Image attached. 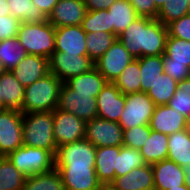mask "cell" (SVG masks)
Listing matches in <instances>:
<instances>
[{
	"label": "cell",
	"mask_w": 190,
	"mask_h": 190,
	"mask_svg": "<svg viewBox=\"0 0 190 190\" xmlns=\"http://www.w3.org/2000/svg\"><path fill=\"white\" fill-rule=\"evenodd\" d=\"M155 107V103L145 92L127 94L118 123L123 130L149 124Z\"/></svg>",
	"instance_id": "cell-6"
},
{
	"label": "cell",
	"mask_w": 190,
	"mask_h": 190,
	"mask_svg": "<svg viewBox=\"0 0 190 190\" xmlns=\"http://www.w3.org/2000/svg\"><path fill=\"white\" fill-rule=\"evenodd\" d=\"M25 87L19 83L11 71L0 75V92L4 105L8 109L21 111Z\"/></svg>",
	"instance_id": "cell-24"
},
{
	"label": "cell",
	"mask_w": 190,
	"mask_h": 190,
	"mask_svg": "<svg viewBox=\"0 0 190 190\" xmlns=\"http://www.w3.org/2000/svg\"><path fill=\"white\" fill-rule=\"evenodd\" d=\"M139 61L134 59L114 80L115 86L124 95L141 92Z\"/></svg>",
	"instance_id": "cell-32"
},
{
	"label": "cell",
	"mask_w": 190,
	"mask_h": 190,
	"mask_svg": "<svg viewBox=\"0 0 190 190\" xmlns=\"http://www.w3.org/2000/svg\"><path fill=\"white\" fill-rule=\"evenodd\" d=\"M140 153L146 164H154L167 159L168 156V135L151 131L148 140L140 149Z\"/></svg>",
	"instance_id": "cell-27"
},
{
	"label": "cell",
	"mask_w": 190,
	"mask_h": 190,
	"mask_svg": "<svg viewBox=\"0 0 190 190\" xmlns=\"http://www.w3.org/2000/svg\"><path fill=\"white\" fill-rule=\"evenodd\" d=\"M7 3H8V0H0V16L11 15L9 5Z\"/></svg>",
	"instance_id": "cell-48"
},
{
	"label": "cell",
	"mask_w": 190,
	"mask_h": 190,
	"mask_svg": "<svg viewBox=\"0 0 190 190\" xmlns=\"http://www.w3.org/2000/svg\"><path fill=\"white\" fill-rule=\"evenodd\" d=\"M151 131L149 124L123 130L122 146L140 150L148 140Z\"/></svg>",
	"instance_id": "cell-41"
},
{
	"label": "cell",
	"mask_w": 190,
	"mask_h": 190,
	"mask_svg": "<svg viewBox=\"0 0 190 190\" xmlns=\"http://www.w3.org/2000/svg\"><path fill=\"white\" fill-rule=\"evenodd\" d=\"M186 130L190 134V118L187 119Z\"/></svg>",
	"instance_id": "cell-55"
},
{
	"label": "cell",
	"mask_w": 190,
	"mask_h": 190,
	"mask_svg": "<svg viewBox=\"0 0 190 190\" xmlns=\"http://www.w3.org/2000/svg\"><path fill=\"white\" fill-rule=\"evenodd\" d=\"M107 11L110 13L111 33L117 37L139 17L129 0H117Z\"/></svg>",
	"instance_id": "cell-25"
},
{
	"label": "cell",
	"mask_w": 190,
	"mask_h": 190,
	"mask_svg": "<svg viewBox=\"0 0 190 190\" xmlns=\"http://www.w3.org/2000/svg\"><path fill=\"white\" fill-rule=\"evenodd\" d=\"M54 43L57 52L87 55L86 32L82 25L55 28Z\"/></svg>",
	"instance_id": "cell-16"
},
{
	"label": "cell",
	"mask_w": 190,
	"mask_h": 190,
	"mask_svg": "<svg viewBox=\"0 0 190 190\" xmlns=\"http://www.w3.org/2000/svg\"><path fill=\"white\" fill-rule=\"evenodd\" d=\"M57 109L72 113L85 122L97 117L96 98L91 94H76L65 83L59 93Z\"/></svg>",
	"instance_id": "cell-10"
},
{
	"label": "cell",
	"mask_w": 190,
	"mask_h": 190,
	"mask_svg": "<svg viewBox=\"0 0 190 190\" xmlns=\"http://www.w3.org/2000/svg\"><path fill=\"white\" fill-rule=\"evenodd\" d=\"M5 109H8V108L4 105V102L1 97V92H0V111L5 110Z\"/></svg>",
	"instance_id": "cell-54"
},
{
	"label": "cell",
	"mask_w": 190,
	"mask_h": 190,
	"mask_svg": "<svg viewBox=\"0 0 190 190\" xmlns=\"http://www.w3.org/2000/svg\"><path fill=\"white\" fill-rule=\"evenodd\" d=\"M81 25L86 33H111L110 13L107 10L87 11Z\"/></svg>",
	"instance_id": "cell-39"
},
{
	"label": "cell",
	"mask_w": 190,
	"mask_h": 190,
	"mask_svg": "<svg viewBox=\"0 0 190 190\" xmlns=\"http://www.w3.org/2000/svg\"><path fill=\"white\" fill-rule=\"evenodd\" d=\"M154 190H168L185 184L184 167L172 160L164 159L151 165Z\"/></svg>",
	"instance_id": "cell-18"
},
{
	"label": "cell",
	"mask_w": 190,
	"mask_h": 190,
	"mask_svg": "<svg viewBox=\"0 0 190 190\" xmlns=\"http://www.w3.org/2000/svg\"><path fill=\"white\" fill-rule=\"evenodd\" d=\"M23 113L16 109L0 111V156H7L23 146Z\"/></svg>",
	"instance_id": "cell-9"
},
{
	"label": "cell",
	"mask_w": 190,
	"mask_h": 190,
	"mask_svg": "<svg viewBox=\"0 0 190 190\" xmlns=\"http://www.w3.org/2000/svg\"><path fill=\"white\" fill-rule=\"evenodd\" d=\"M7 70L5 69L4 63L0 60V75L5 73Z\"/></svg>",
	"instance_id": "cell-53"
},
{
	"label": "cell",
	"mask_w": 190,
	"mask_h": 190,
	"mask_svg": "<svg viewBox=\"0 0 190 190\" xmlns=\"http://www.w3.org/2000/svg\"><path fill=\"white\" fill-rule=\"evenodd\" d=\"M168 37L190 41V13L167 25Z\"/></svg>",
	"instance_id": "cell-42"
},
{
	"label": "cell",
	"mask_w": 190,
	"mask_h": 190,
	"mask_svg": "<svg viewBox=\"0 0 190 190\" xmlns=\"http://www.w3.org/2000/svg\"><path fill=\"white\" fill-rule=\"evenodd\" d=\"M25 179L7 156H0V190H23Z\"/></svg>",
	"instance_id": "cell-34"
},
{
	"label": "cell",
	"mask_w": 190,
	"mask_h": 190,
	"mask_svg": "<svg viewBox=\"0 0 190 190\" xmlns=\"http://www.w3.org/2000/svg\"><path fill=\"white\" fill-rule=\"evenodd\" d=\"M153 2H154V4H155V6H156L158 9H160V7H161L162 5H164V3H166V0H153Z\"/></svg>",
	"instance_id": "cell-51"
},
{
	"label": "cell",
	"mask_w": 190,
	"mask_h": 190,
	"mask_svg": "<svg viewBox=\"0 0 190 190\" xmlns=\"http://www.w3.org/2000/svg\"><path fill=\"white\" fill-rule=\"evenodd\" d=\"M96 147L86 139L59 146L55 167L95 168Z\"/></svg>",
	"instance_id": "cell-7"
},
{
	"label": "cell",
	"mask_w": 190,
	"mask_h": 190,
	"mask_svg": "<svg viewBox=\"0 0 190 190\" xmlns=\"http://www.w3.org/2000/svg\"><path fill=\"white\" fill-rule=\"evenodd\" d=\"M120 149L121 146L96 147L95 171L102 184H110L115 179Z\"/></svg>",
	"instance_id": "cell-22"
},
{
	"label": "cell",
	"mask_w": 190,
	"mask_h": 190,
	"mask_svg": "<svg viewBox=\"0 0 190 190\" xmlns=\"http://www.w3.org/2000/svg\"><path fill=\"white\" fill-rule=\"evenodd\" d=\"M187 118L168 105H158L154 109L149 126L152 131L172 134L186 129Z\"/></svg>",
	"instance_id": "cell-20"
},
{
	"label": "cell",
	"mask_w": 190,
	"mask_h": 190,
	"mask_svg": "<svg viewBox=\"0 0 190 190\" xmlns=\"http://www.w3.org/2000/svg\"><path fill=\"white\" fill-rule=\"evenodd\" d=\"M181 167L190 165V134L186 129L168 135V156Z\"/></svg>",
	"instance_id": "cell-26"
},
{
	"label": "cell",
	"mask_w": 190,
	"mask_h": 190,
	"mask_svg": "<svg viewBox=\"0 0 190 190\" xmlns=\"http://www.w3.org/2000/svg\"><path fill=\"white\" fill-rule=\"evenodd\" d=\"M190 13V0H166L158 11L157 20L167 26Z\"/></svg>",
	"instance_id": "cell-38"
},
{
	"label": "cell",
	"mask_w": 190,
	"mask_h": 190,
	"mask_svg": "<svg viewBox=\"0 0 190 190\" xmlns=\"http://www.w3.org/2000/svg\"><path fill=\"white\" fill-rule=\"evenodd\" d=\"M118 38L135 59L163 55L168 28L157 19L139 16Z\"/></svg>",
	"instance_id": "cell-1"
},
{
	"label": "cell",
	"mask_w": 190,
	"mask_h": 190,
	"mask_svg": "<svg viewBox=\"0 0 190 190\" xmlns=\"http://www.w3.org/2000/svg\"><path fill=\"white\" fill-rule=\"evenodd\" d=\"M94 62L87 55H72L54 51L49 58V73L65 83L68 79L90 71Z\"/></svg>",
	"instance_id": "cell-8"
},
{
	"label": "cell",
	"mask_w": 190,
	"mask_h": 190,
	"mask_svg": "<svg viewBox=\"0 0 190 190\" xmlns=\"http://www.w3.org/2000/svg\"><path fill=\"white\" fill-rule=\"evenodd\" d=\"M53 117V138L57 147L84 139V120L57 108L53 110Z\"/></svg>",
	"instance_id": "cell-13"
},
{
	"label": "cell",
	"mask_w": 190,
	"mask_h": 190,
	"mask_svg": "<svg viewBox=\"0 0 190 190\" xmlns=\"http://www.w3.org/2000/svg\"><path fill=\"white\" fill-rule=\"evenodd\" d=\"M58 1L59 0H32L34 5L46 14L47 17L52 13L53 8Z\"/></svg>",
	"instance_id": "cell-47"
},
{
	"label": "cell",
	"mask_w": 190,
	"mask_h": 190,
	"mask_svg": "<svg viewBox=\"0 0 190 190\" xmlns=\"http://www.w3.org/2000/svg\"><path fill=\"white\" fill-rule=\"evenodd\" d=\"M135 12L140 17L156 19L159 9L155 6L153 0H129Z\"/></svg>",
	"instance_id": "cell-45"
},
{
	"label": "cell",
	"mask_w": 190,
	"mask_h": 190,
	"mask_svg": "<svg viewBox=\"0 0 190 190\" xmlns=\"http://www.w3.org/2000/svg\"><path fill=\"white\" fill-rule=\"evenodd\" d=\"M11 15L17 18L21 23H41L47 22L48 17L32 0H8Z\"/></svg>",
	"instance_id": "cell-29"
},
{
	"label": "cell",
	"mask_w": 190,
	"mask_h": 190,
	"mask_svg": "<svg viewBox=\"0 0 190 190\" xmlns=\"http://www.w3.org/2000/svg\"><path fill=\"white\" fill-rule=\"evenodd\" d=\"M164 73L172 77L176 82H180L190 77V68L186 64L170 63L163 56Z\"/></svg>",
	"instance_id": "cell-43"
},
{
	"label": "cell",
	"mask_w": 190,
	"mask_h": 190,
	"mask_svg": "<svg viewBox=\"0 0 190 190\" xmlns=\"http://www.w3.org/2000/svg\"><path fill=\"white\" fill-rule=\"evenodd\" d=\"M177 86L178 82L169 75L162 73L146 93L156 106L167 105L175 94Z\"/></svg>",
	"instance_id": "cell-31"
},
{
	"label": "cell",
	"mask_w": 190,
	"mask_h": 190,
	"mask_svg": "<svg viewBox=\"0 0 190 190\" xmlns=\"http://www.w3.org/2000/svg\"><path fill=\"white\" fill-rule=\"evenodd\" d=\"M62 84L60 79L49 73L25 87L21 112L27 114L56 109Z\"/></svg>",
	"instance_id": "cell-2"
},
{
	"label": "cell",
	"mask_w": 190,
	"mask_h": 190,
	"mask_svg": "<svg viewBox=\"0 0 190 190\" xmlns=\"http://www.w3.org/2000/svg\"><path fill=\"white\" fill-rule=\"evenodd\" d=\"M168 190H190L185 184Z\"/></svg>",
	"instance_id": "cell-52"
},
{
	"label": "cell",
	"mask_w": 190,
	"mask_h": 190,
	"mask_svg": "<svg viewBox=\"0 0 190 190\" xmlns=\"http://www.w3.org/2000/svg\"><path fill=\"white\" fill-rule=\"evenodd\" d=\"M84 139L95 147L122 146L123 129L117 122L95 117L86 122Z\"/></svg>",
	"instance_id": "cell-12"
},
{
	"label": "cell",
	"mask_w": 190,
	"mask_h": 190,
	"mask_svg": "<svg viewBox=\"0 0 190 190\" xmlns=\"http://www.w3.org/2000/svg\"><path fill=\"white\" fill-rule=\"evenodd\" d=\"M163 56L170 63L186 64L190 68V41L168 37Z\"/></svg>",
	"instance_id": "cell-36"
},
{
	"label": "cell",
	"mask_w": 190,
	"mask_h": 190,
	"mask_svg": "<svg viewBox=\"0 0 190 190\" xmlns=\"http://www.w3.org/2000/svg\"><path fill=\"white\" fill-rule=\"evenodd\" d=\"M87 11L107 10L117 0H83Z\"/></svg>",
	"instance_id": "cell-46"
},
{
	"label": "cell",
	"mask_w": 190,
	"mask_h": 190,
	"mask_svg": "<svg viewBox=\"0 0 190 190\" xmlns=\"http://www.w3.org/2000/svg\"><path fill=\"white\" fill-rule=\"evenodd\" d=\"M20 21L12 15L0 16V41L17 37Z\"/></svg>",
	"instance_id": "cell-44"
},
{
	"label": "cell",
	"mask_w": 190,
	"mask_h": 190,
	"mask_svg": "<svg viewBox=\"0 0 190 190\" xmlns=\"http://www.w3.org/2000/svg\"><path fill=\"white\" fill-rule=\"evenodd\" d=\"M167 105L190 118V77L178 82L176 92Z\"/></svg>",
	"instance_id": "cell-40"
},
{
	"label": "cell",
	"mask_w": 190,
	"mask_h": 190,
	"mask_svg": "<svg viewBox=\"0 0 190 190\" xmlns=\"http://www.w3.org/2000/svg\"><path fill=\"white\" fill-rule=\"evenodd\" d=\"M11 72L20 84L27 87L49 74V59L27 54Z\"/></svg>",
	"instance_id": "cell-17"
},
{
	"label": "cell",
	"mask_w": 190,
	"mask_h": 190,
	"mask_svg": "<svg viewBox=\"0 0 190 190\" xmlns=\"http://www.w3.org/2000/svg\"><path fill=\"white\" fill-rule=\"evenodd\" d=\"M7 158L26 177L49 172L55 168V156L42 148L23 145L10 152Z\"/></svg>",
	"instance_id": "cell-5"
},
{
	"label": "cell",
	"mask_w": 190,
	"mask_h": 190,
	"mask_svg": "<svg viewBox=\"0 0 190 190\" xmlns=\"http://www.w3.org/2000/svg\"><path fill=\"white\" fill-rule=\"evenodd\" d=\"M17 39L27 54L46 58L55 51V27L49 22L20 23Z\"/></svg>",
	"instance_id": "cell-4"
},
{
	"label": "cell",
	"mask_w": 190,
	"mask_h": 190,
	"mask_svg": "<svg viewBox=\"0 0 190 190\" xmlns=\"http://www.w3.org/2000/svg\"><path fill=\"white\" fill-rule=\"evenodd\" d=\"M134 59L117 38L111 47L94 63V67L108 82H114Z\"/></svg>",
	"instance_id": "cell-11"
},
{
	"label": "cell",
	"mask_w": 190,
	"mask_h": 190,
	"mask_svg": "<svg viewBox=\"0 0 190 190\" xmlns=\"http://www.w3.org/2000/svg\"><path fill=\"white\" fill-rule=\"evenodd\" d=\"M115 190H154L153 170L150 164L133 168L110 183Z\"/></svg>",
	"instance_id": "cell-21"
},
{
	"label": "cell",
	"mask_w": 190,
	"mask_h": 190,
	"mask_svg": "<svg viewBox=\"0 0 190 190\" xmlns=\"http://www.w3.org/2000/svg\"><path fill=\"white\" fill-rule=\"evenodd\" d=\"M23 190H65V186L60 173L54 168L26 177Z\"/></svg>",
	"instance_id": "cell-30"
},
{
	"label": "cell",
	"mask_w": 190,
	"mask_h": 190,
	"mask_svg": "<svg viewBox=\"0 0 190 190\" xmlns=\"http://www.w3.org/2000/svg\"><path fill=\"white\" fill-rule=\"evenodd\" d=\"M53 123V111L23 114V145L48 150L55 156L58 147L53 138Z\"/></svg>",
	"instance_id": "cell-3"
},
{
	"label": "cell",
	"mask_w": 190,
	"mask_h": 190,
	"mask_svg": "<svg viewBox=\"0 0 190 190\" xmlns=\"http://www.w3.org/2000/svg\"><path fill=\"white\" fill-rule=\"evenodd\" d=\"M185 171V185L190 189V165L184 167Z\"/></svg>",
	"instance_id": "cell-49"
},
{
	"label": "cell",
	"mask_w": 190,
	"mask_h": 190,
	"mask_svg": "<svg viewBox=\"0 0 190 190\" xmlns=\"http://www.w3.org/2000/svg\"><path fill=\"white\" fill-rule=\"evenodd\" d=\"M108 81L93 67L90 71L68 79L65 84L76 94H91L97 97Z\"/></svg>",
	"instance_id": "cell-23"
},
{
	"label": "cell",
	"mask_w": 190,
	"mask_h": 190,
	"mask_svg": "<svg viewBox=\"0 0 190 190\" xmlns=\"http://www.w3.org/2000/svg\"><path fill=\"white\" fill-rule=\"evenodd\" d=\"M140 66L141 92H147L160 74L164 73L163 55L137 58Z\"/></svg>",
	"instance_id": "cell-28"
},
{
	"label": "cell",
	"mask_w": 190,
	"mask_h": 190,
	"mask_svg": "<svg viewBox=\"0 0 190 190\" xmlns=\"http://www.w3.org/2000/svg\"><path fill=\"white\" fill-rule=\"evenodd\" d=\"M146 163L140 153V150L121 146L117 156V169H115V177L124 176L133 168L143 167Z\"/></svg>",
	"instance_id": "cell-37"
},
{
	"label": "cell",
	"mask_w": 190,
	"mask_h": 190,
	"mask_svg": "<svg viewBox=\"0 0 190 190\" xmlns=\"http://www.w3.org/2000/svg\"><path fill=\"white\" fill-rule=\"evenodd\" d=\"M97 190H115L110 184H102Z\"/></svg>",
	"instance_id": "cell-50"
},
{
	"label": "cell",
	"mask_w": 190,
	"mask_h": 190,
	"mask_svg": "<svg viewBox=\"0 0 190 190\" xmlns=\"http://www.w3.org/2000/svg\"><path fill=\"white\" fill-rule=\"evenodd\" d=\"M96 104L97 117L118 123L125 106V95L113 82H107L96 97Z\"/></svg>",
	"instance_id": "cell-14"
},
{
	"label": "cell",
	"mask_w": 190,
	"mask_h": 190,
	"mask_svg": "<svg viewBox=\"0 0 190 190\" xmlns=\"http://www.w3.org/2000/svg\"><path fill=\"white\" fill-rule=\"evenodd\" d=\"M87 10L83 0H59L48 21L55 27L81 25Z\"/></svg>",
	"instance_id": "cell-15"
},
{
	"label": "cell",
	"mask_w": 190,
	"mask_h": 190,
	"mask_svg": "<svg viewBox=\"0 0 190 190\" xmlns=\"http://www.w3.org/2000/svg\"><path fill=\"white\" fill-rule=\"evenodd\" d=\"M60 173L65 190H97L102 183L95 168L55 167Z\"/></svg>",
	"instance_id": "cell-19"
},
{
	"label": "cell",
	"mask_w": 190,
	"mask_h": 190,
	"mask_svg": "<svg viewBox=\"0 0 190 190\" xmlns=\"http://www.w3.org/2000/svg\"><path fill=\"white\" fill-rule=\"evenodd\" d=\"M26 55L24 46L17 37L0 41V60L7 71L14 69Z\"/></svg>",
	"instance_id": "cell-35"
},
{
	"label": "cell",
	"mask_w": 190,
	"mask_h": 190,
	"mask_svg": "<svg viewBox=\"0 0 190 190\" xmlns=\"http://www.w3.org/2000/svg\"><path fill=\"white\" fill-rule=\"evenodd\" d=\"M118 37L107 32L86 33L87 56L95 63Z\"/></svg>",
	"instance_id": "cell-33"
}]
</instances>
